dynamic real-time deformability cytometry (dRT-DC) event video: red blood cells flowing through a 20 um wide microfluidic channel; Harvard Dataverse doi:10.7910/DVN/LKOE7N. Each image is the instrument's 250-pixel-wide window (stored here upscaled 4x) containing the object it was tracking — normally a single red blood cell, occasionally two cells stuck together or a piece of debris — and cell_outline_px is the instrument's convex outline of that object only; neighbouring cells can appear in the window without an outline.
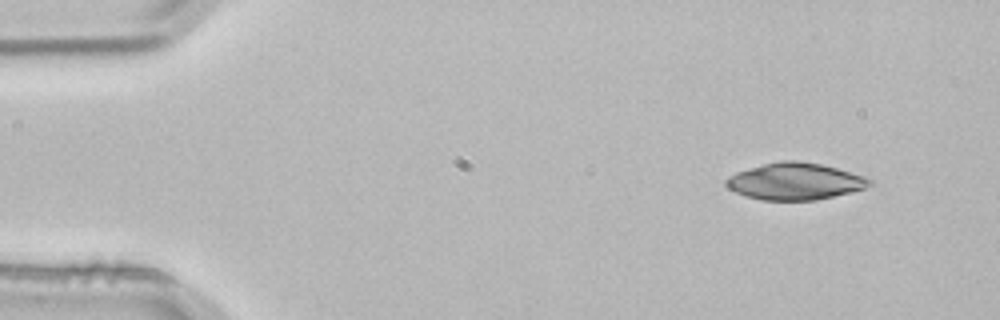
{"species": "common noctule bat (a hibernating species)", "species_latin": "Nyctalus noctula", "temperature_condition": "room temperature", "stored_images_in_passage": 3, "camera_frame_rate_fps": 3000, "um_per_image_px": 0.085, "animal": {"sex": "male", "body_mass_g": 21.5, "forearm_length_mm": 52.0}, "frame": {"image": 1, "passage_image": 1, "time_ms": 0.0, "image_size_px": [1000, 320], "cell_outline_px": [[872, 184], [864, 188], [852, 192], [816, 200], [760, 200], [744, 196], [728, 188], [724, 184], [724, 180], [728, 176], [736, 172], [764, 164], [780, 160], [796, 160], [820, 164], [868, 176], [872, 180]], "centroid_in_image_um": [67.57, 15.42], "position_along_channel_um": 17.4, "area_um2": 30.98}}